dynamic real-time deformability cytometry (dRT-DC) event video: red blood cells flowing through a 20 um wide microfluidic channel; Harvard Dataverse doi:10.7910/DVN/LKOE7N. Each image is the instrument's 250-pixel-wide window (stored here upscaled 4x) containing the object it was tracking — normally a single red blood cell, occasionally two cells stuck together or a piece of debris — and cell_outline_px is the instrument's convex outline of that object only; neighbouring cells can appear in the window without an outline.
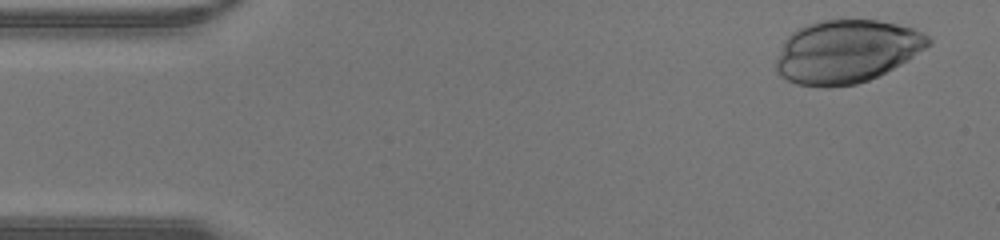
{"species": "human", "species_latin": "Homo sapiens", "temperature_condition": "warm", "stored_images_in_passage": 35, "camera_frame_rate_fps": 3000, "um_per_image_px": 0.085, "donor": {"sex": "male"}, "frame": {"image": 1, "passage_image": 2, "time_ms": 0.333, "image_size_px": [1000, 240], "cell_outline_px": [[932, 44], [908, 60], [868, 80], [856, 84], [828, 88], [824, 88], [796, 84], [780, 76], [776, 72], [776, 60], [784, 40], [792, 32], [808, 24], [820, 20], [880, 20], [912, 28], [928, 36], [932, 40]], "centroid_in_image_um": [71.94, 4.39], "position_along_channel_um": 13.1, "area_um2": 55.95}}
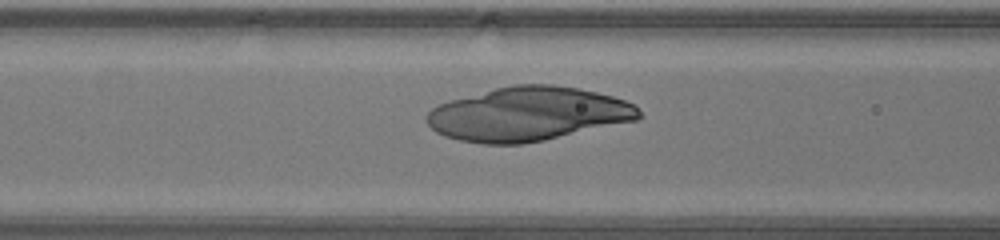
{"frame": {"image": 2, "passage_image": 16, "time_ms": 5.0, "image_size_px": [1000, 240], "cell_outline_px": [[644, 116], [636, 120], [544, 140], [520, 144], [484, 144], [460, 140], [444, 136], [436, 132], [428, 124], [428, 112], [432, 108], [440, 104], [452, 100], [496, 88], [516, 84], [552, 84], [580, 88], [612, 96], [624, 100], [632, 104]], "centroid_in_image_um": [44.9, 9.69], "position_along_channel_um": 121.7, "area_um2": 66.12}}
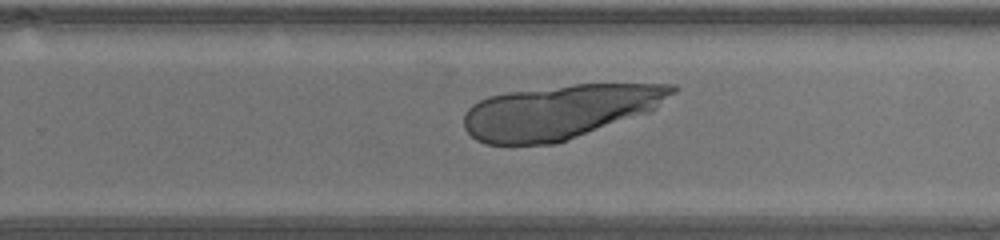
{"frame": {"image": 3, "passage_image": 26, "time_ms": 8.333, "image_size_px": [1000, 240], "cell_outline_px": [[676, 92], [656, 108], [648, 112], [556, 144], [484, 144], [476, 140], [464, 128], [464, 116], [468, 108], [472, 104], [488, 96], [508, 92], [572, 84], [676, 84]], "centroid_in_image_um": [47.56, 9.49], "position_along_channel_um": 282.2, "area_um2": 65.37}}